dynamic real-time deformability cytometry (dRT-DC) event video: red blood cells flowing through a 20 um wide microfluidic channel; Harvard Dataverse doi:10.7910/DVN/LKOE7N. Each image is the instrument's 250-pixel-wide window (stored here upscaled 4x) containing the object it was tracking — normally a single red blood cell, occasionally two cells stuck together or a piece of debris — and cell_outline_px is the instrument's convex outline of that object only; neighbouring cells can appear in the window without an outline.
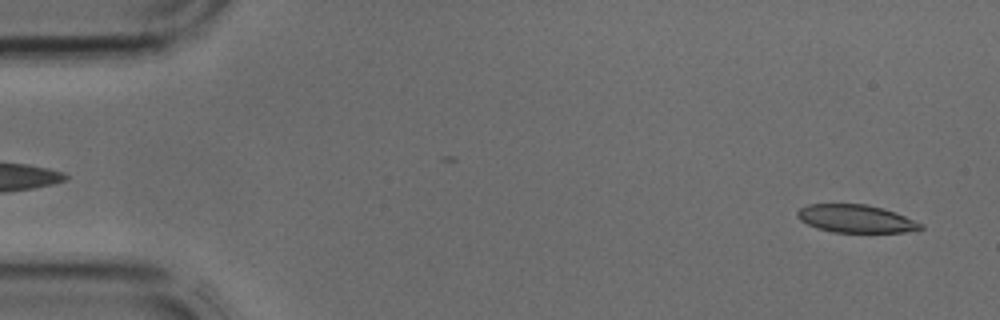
{"species": "common noctule bat (a hibernating species)", "species_latin": "Nyctalus noctula", "temperature_condition": "cold", "stored_images_in_passage": 2, "segment_of_instrument_passage": [2, 2], "camera_frame_rate_fps": 3000, "um_per_image_px": 0.085, "animal": {"sex": "male", "body_mass_g": 17.9, "forearm_length_mm": 54.2}, "frame": {"image": 1, "passage_image": 2, "time_ms": 0.333, "image_size_px": [1000, 320], "cell_outline_px": [[924, 228], [904, 232], [832, 232], [816, 228], [800, 220], [796, 216], [796, 212], [800, 208], [808, 204], [868, 204], [896, 212], [924, 224]], "centroid_in_image_um": [72.74, 18.58], "position_along_channel_um": 12.3, "area_um2": 20.11}}